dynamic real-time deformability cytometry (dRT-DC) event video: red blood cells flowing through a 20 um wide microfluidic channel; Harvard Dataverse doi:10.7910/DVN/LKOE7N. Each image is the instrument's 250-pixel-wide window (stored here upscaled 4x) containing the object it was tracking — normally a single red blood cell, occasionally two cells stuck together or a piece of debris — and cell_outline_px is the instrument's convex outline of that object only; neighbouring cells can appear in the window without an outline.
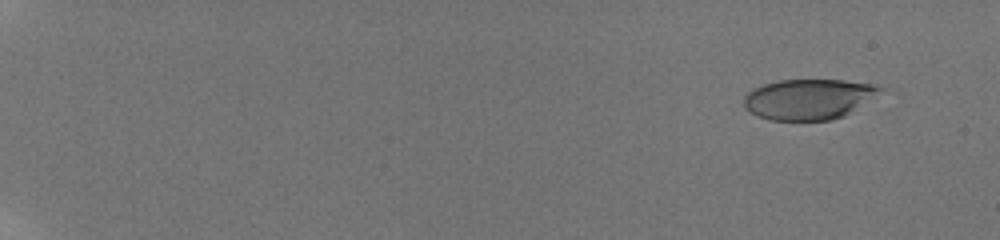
{"species": "human", "species_latin": "Homo sapiens", "temperature_condition": "room temperature", "stored_images_in_passage": 54, "camera_frame_rate_fps": 3000, "um_per_image_px": 0.085, "donor": {"sex": "male"}, "frame": {"image": 1, "passage_image": 1, "time_ms": 0.0, "image_size_px": [1000, 240], "cell_outline_px": [[884, 88], [844, 116], [832, 120], [768, 120], [744, 108], [744, 96], [752, 88], [776, 80], [844, 80], [872, 84]], "centroid_in_image_um": [68.66, 8.42], "position_along_channel_um": 16.3, "area_um2": 31.73}}
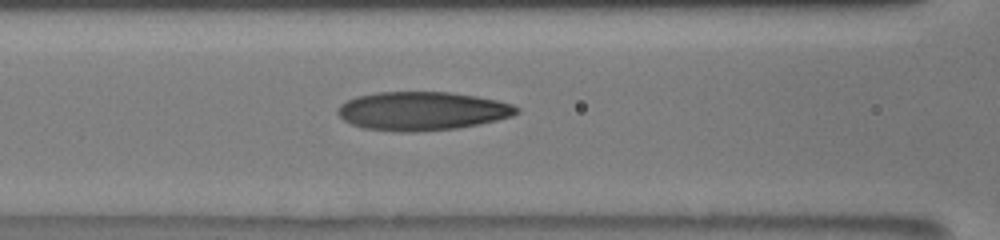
{"frame": {"image": 2, "passage_image": 26, "time_ms": 8.333, "image_size_px": [1000, 240], "cell_outline_px": [[520, 112], [512, 116], [496, 120], [456, 128], [416, 132], [400, 132], [364, 128], [352, 124], [344, 120], [336, 112], [340, 104], [356, 96], [376, 92], [448, 92], [476, 96], [496, 100], [512, 104], [520, 108]], "centroid_in_image_um": [35.87, 9.43], "position_along_channel_um": 130.7, "area_um2": 40.17}}
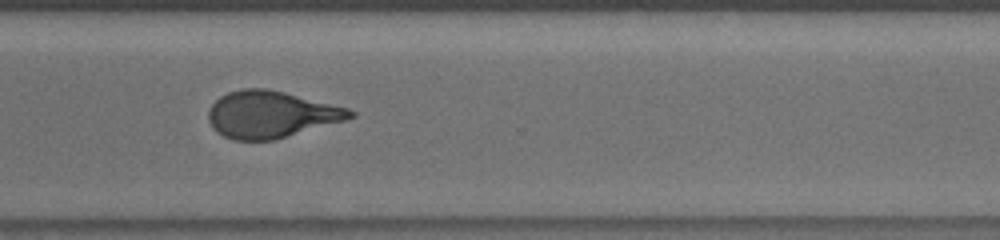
{"frame": {"image": 3, "passage_image": 43, "time_ms": 14.0, "image_size_px": [1000, 240], "cell_outline_px": [[356, 116], [344, 120], [276, 140], [232, 140], [224, 136], [208, 120], [208, 112], [212, 104], [220, 96], [228, 92], [244, 88], [264, 88], [284, 92], [348, 108], [356, 112]], "centroid_in_image_um": [23.04, 9.73], "position_along_channel_um": 347.6, "area_um2": 38.32}, "authors_computed_cell_mechanics": {"area_um2": 38.3214, "velocity_mm_per_s": 3.8386, "shape_relaxation_time_tau1_ms": 5.5346, "shape_relaxation_time_tau2_ms": 1.5902, "deformation_change_tau1": 0.2275, "deformation_change_tau2": 0.0955}}